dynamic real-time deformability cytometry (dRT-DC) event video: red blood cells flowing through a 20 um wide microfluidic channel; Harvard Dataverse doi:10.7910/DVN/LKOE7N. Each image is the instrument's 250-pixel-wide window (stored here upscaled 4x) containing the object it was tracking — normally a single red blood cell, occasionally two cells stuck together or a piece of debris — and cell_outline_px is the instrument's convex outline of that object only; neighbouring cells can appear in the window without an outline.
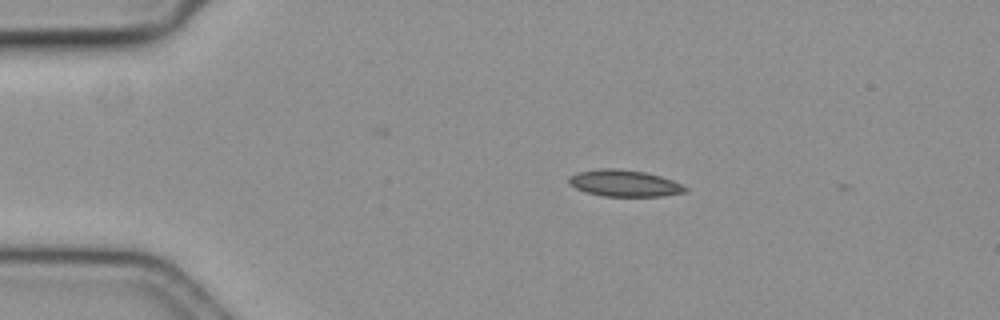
{"species": "common noctule bat (a hibernating species)", "species_latin": "Nyctalus noctula", "temperature_condition": "cold", "stored_images_in_passage": 46, "camera_frame_rate_fps": 3000, "um_per_image_px": 0.085, "animal": {"sex": "female", "body_mass_g": 19.3, "forearm_length_mm": 54.1}, "frame": {"image": 1, "passage_image": 1, "time_ms": 0.0, "image_size_px": [1000, 320], "cell_outline_px": [[688, 192], [664, 196], [600, 196], [584, 192], [568, 184], [568, 176], [580, 172], [600, 168], [616, 168], [644, 172], [660, 176], [672, 180], [688, 188]], "centroid_in_image_um": [53.05, 15.58], "position_along_channel_um": 31.9, "area_um2": 18.15}}
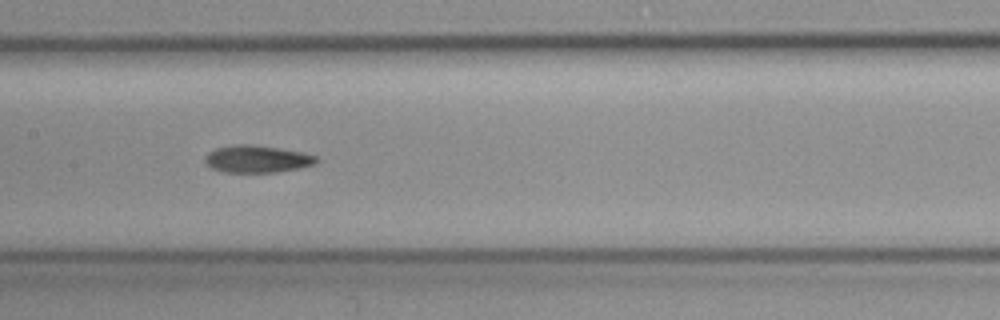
{"frame": {"image": 2, "passage_image": 18, "time_ms": 5.667, "image_size_px": [1000, 320], "cell_outline_px": [[320, 160], [316, 164], [300, 168], [276, 172], [224, 172], [212, 168], [204, 164], [204, 160], [208, 152], [216, 148], [236, 144], [248, 144], [304, 152], [316, 156]], "centroid_in_image_um": [21.86, 13.52], "position_along_channel_um": 185.5, "area_um2": 17.74}}
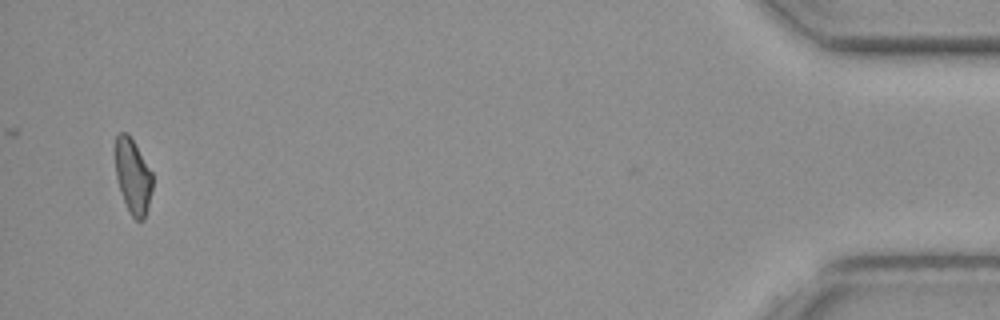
{"frame": {"image": 3, "passage_image": 45, "time_ms": 14.667, "image_size_px": [1000, 320], "cell_outline_px": [[152, 188], [144, 220], [136, 220], [128, 212], [120, 192], [116, 176], [116, 136], [120, 132], [124, 132], [132, 140], [152, 172]], "centroid_in_image_um": [11.29, 15.04], "position_along_channel_um": 423.9, "area_um2": 15.9}}